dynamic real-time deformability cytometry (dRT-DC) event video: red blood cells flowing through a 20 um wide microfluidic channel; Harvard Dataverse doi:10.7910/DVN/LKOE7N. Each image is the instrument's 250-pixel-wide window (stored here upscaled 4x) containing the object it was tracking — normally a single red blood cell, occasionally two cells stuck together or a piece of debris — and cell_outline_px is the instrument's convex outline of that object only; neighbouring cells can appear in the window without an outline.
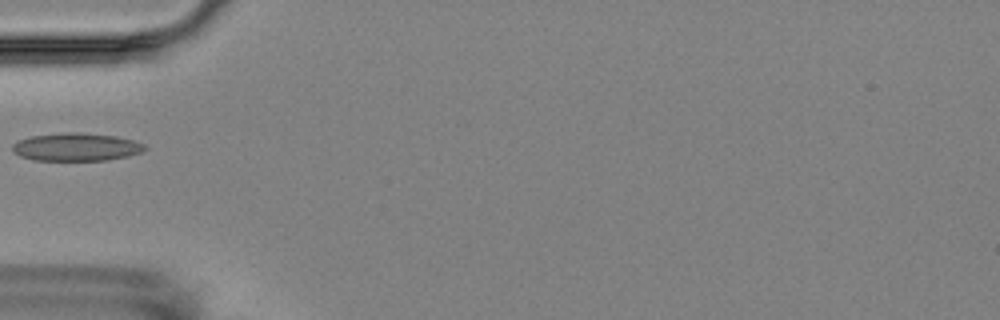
{"species": "Egyptian fruit bat (a non-hibernating species)", "species_latin": "Rousettus aegyptiacus", "temperature_condition": "room temperature", "stored_images_in_passage": 4, "camera_frame_rate_fps": 3000, "um_per_image_px": 0.085, "animal": {"sex": "female"}, "frame": {"image": 1, "passage_image": 4, "time_ms": 4.333, "image_size_px": [1000, 320], "cell_outline_px": [[148, 148], [140, 152], [128, 156], [108, 160], [32, 160], [20, 156], [12, 152], [12, 144], [16, 140], [32, 136], [64, 132], [80, 132], [116, 136], [132, 140], [144, 144]], "centroid_in_image_um": [6.44, 12.49], "position_along_channel_um": 78.6, "area_um2": 21.68}}